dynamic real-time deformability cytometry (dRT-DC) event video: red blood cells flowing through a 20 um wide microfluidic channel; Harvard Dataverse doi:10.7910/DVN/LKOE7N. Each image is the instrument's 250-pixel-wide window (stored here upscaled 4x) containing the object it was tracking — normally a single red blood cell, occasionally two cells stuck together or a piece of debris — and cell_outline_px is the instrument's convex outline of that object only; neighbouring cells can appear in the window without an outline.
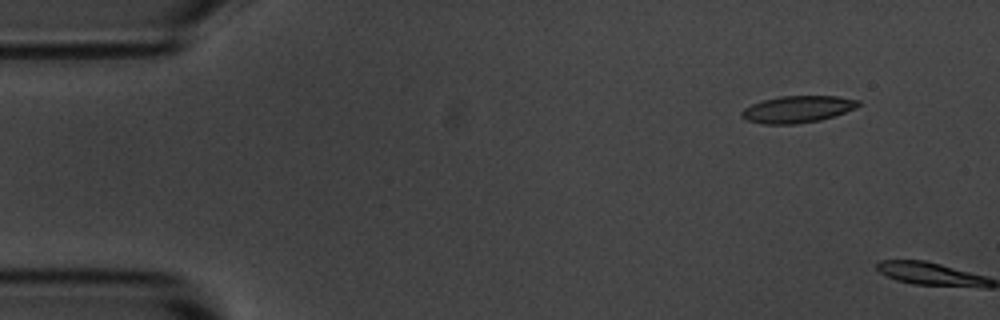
{"species": "common noctule bat (a hibernating species)", "species_latin": "Nyctalus noctula", "temperature_condition": "room temperature", "stored_images_in_passage": 2, "camera_frame_rate_fps": 3000, "um_per_image_px": 0.085, "animal": {"sex": "male", "body_mass_g": 20.1, "forearm_length_mm": 53.5}, "frame": {"image": 1, "passage_image": 2, "time_ms": 1.333, "image_size_px": [1000, 320], "cell_outline_px": [[860, 104], [856, 108], [820, 120], [796, 124], [764, 124], [748, 120], [740, 116], [740, 112], [744, 108], [752, 104], [764, 100], [780, 96], [836, 96], [860, 100]], "centroid_in_image_um": [67.78, 9.28], "position_along_channel_um": 17.2, "area_um2": 18.15}}